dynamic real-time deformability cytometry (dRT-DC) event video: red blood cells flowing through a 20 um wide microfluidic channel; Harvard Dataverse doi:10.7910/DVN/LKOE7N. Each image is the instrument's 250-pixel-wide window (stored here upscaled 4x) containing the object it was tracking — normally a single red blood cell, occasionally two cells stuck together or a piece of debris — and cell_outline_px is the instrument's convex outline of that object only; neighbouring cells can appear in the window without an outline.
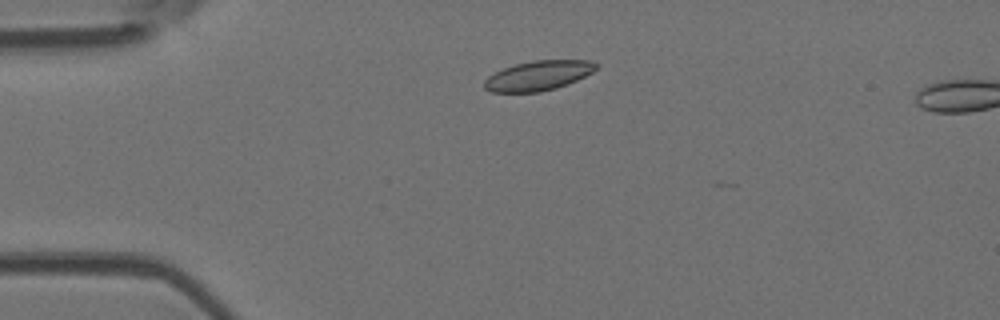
{"species": "Egyptian fruit bat (a non-hibernating species)", "species_latin": "Rousettus aegyptiacus", "temperature_condition": "room temperature", "stored_images_in_passage": 5, "camera_frame_rate_fps": 3000, "um_per_image_px": 0.085, "animal": {"sex": "female"}, "frame": {"image": 1, "passage_image": 3, "time_ms": 2.333, "image_size_px": [1000, 320], "cell_outline_px": [[600, 64], [592, 72], [568, 84], [556, 88], [540, 92], [492, 92], [484, 88], [484, 80], [488, 76], [504, 68], [516, 64], [532, 60], [592, 60]], "centroid_in_image_um": [45.77, 6.42], "position_along_channel_um": 39.2, "area_um2": 19.36}}
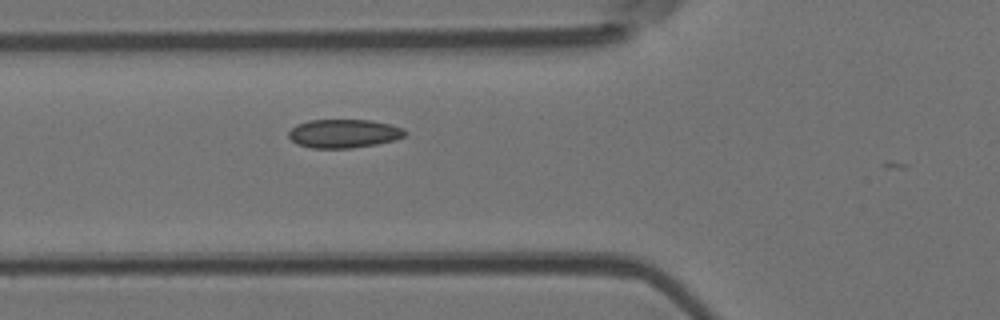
{"frame": {"image": 2, "passage_image": 5, "time_ms": 4.667, "image_size_px": [1000, 320], "cell_outline_px": [[408, 132], [404, 136], [396, 140], [376, 144], [352, 148], [312, 148], [296, 144], [288, 136], [288, 132], [296, 124], [308, 120], [372, 120], [392, 124], [404, 128]], "centroid_in_image_um": [29.25, 11.34], "position_along_channel_um": 96.6, "area_um2": 19.65}}